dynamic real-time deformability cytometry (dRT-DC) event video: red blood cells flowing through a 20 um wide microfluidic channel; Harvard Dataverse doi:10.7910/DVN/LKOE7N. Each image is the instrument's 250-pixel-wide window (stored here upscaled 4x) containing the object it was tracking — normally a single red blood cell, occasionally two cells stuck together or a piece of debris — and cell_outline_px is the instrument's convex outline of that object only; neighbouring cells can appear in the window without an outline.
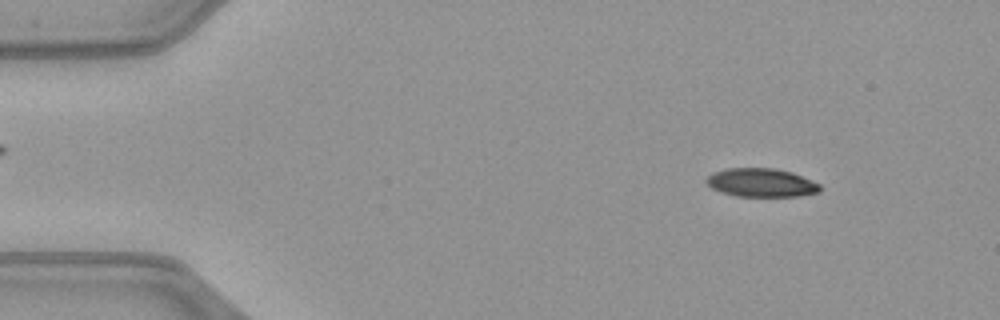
{"species": "common noctule bat (a hibernating species)", "species_latin": "Nyctalus noctula", "temperature_condition": "warm", "stored_images_in_passage": 50, "camera_frame_rate_fps": 3000, "um_per_image_px": 0.085, "animal": {"sex": "female", "body_mass_g": 21.9}, "frame": {"image": 1, "passage_image": 6, "time_ms": 1.667, "image_size_px": [1000, 320], "cell_outline_px": [[820, 192], [800, 196], [736, 196], [720, 192], [712, 188], [704, 180], [712, 172], [728, 168], [772, 168], [792, 172], [820, 184]], "centroid_in_image_um": [64.69, 15.53], "position_along_channel_um": 20.3, "area_um2": 18.9}}
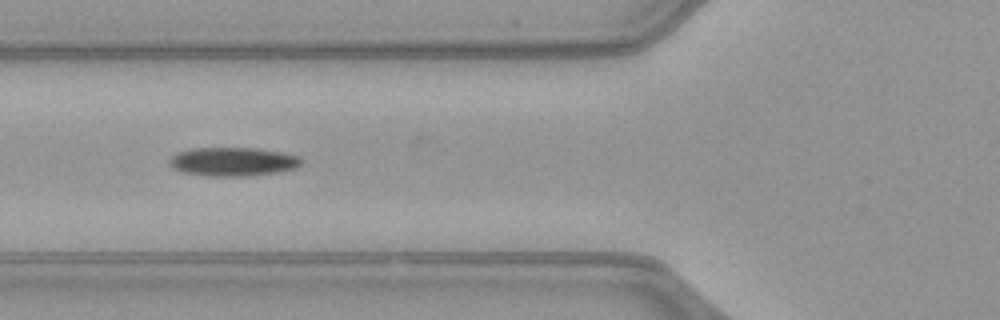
{"frame": {"image": 2, "passage_image": 19, "time_ms": 6.0, "image_size_px": [1000, 320], "cell_outline_px": [[300, 164], [296, 168], [276, 172], [248, 176], [208, 176], [180, 172], [172, 168], [168, 164], [168, 160], [172, 156], [180, 152], [192, 148], [256, 148], [280, 152], [296, 156], [300, 160]], "centroid_in_image_um": [19.72, 13.75], "position_along_channel_um": 106.1, "area_um2": 21.96}}
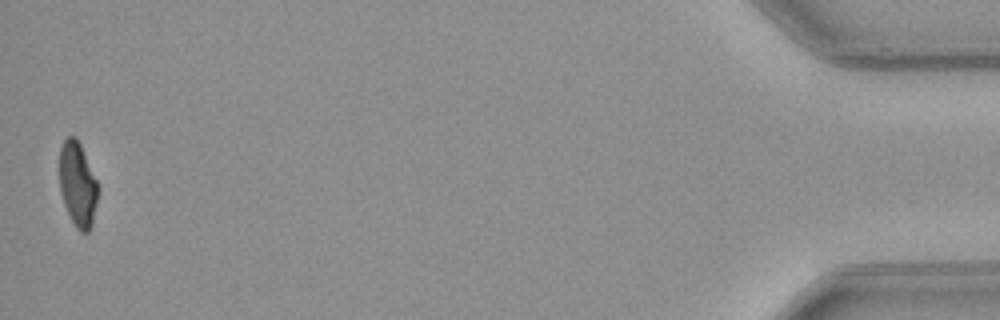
{"frame": {"image": 3, "passage_image": 50, "time_ms": 16.333, "image_size_px": [1000, 320], "cell_outline_px": [[100, 188], [92, 224], [88, 232], [80, 232], [76, 228], [64, 204], [60, 192], [60, 148], [64, 140], [68, 136], [76, 136], [80, 144]], "centroid_in_image_um": [6.61, 15.68], "position_along_channel_um": 428.6, "area_um2": 18.96}, "authors_computed_cell_mechanics": {"area_um2": 21.1837, "velocity_mm_per_s": 4.0738, "shape_relaxation_time_tau1_ms": 6.9121, "shape_relaxation_time_tau2_ms": null, "deformation_change_tau1": 0.1953, "deformation_change_tau2": null}}